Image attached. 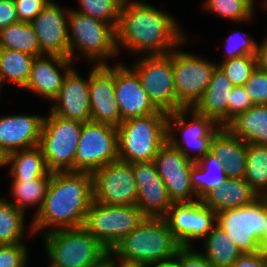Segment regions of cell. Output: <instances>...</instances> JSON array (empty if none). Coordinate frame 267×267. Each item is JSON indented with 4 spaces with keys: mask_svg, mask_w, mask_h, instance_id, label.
<instances>
[{
    "mask_svg": "<svg viewBox=\"0 0 267 267\" xmlns=\"http://www.w3.org/2000/svg\"><path fill=\"white\" fill-rule=\"evenodd\" d=\"M77 12L98 19L117 28L121 8L125 0H78ZM82 9V10H81Z\"/></svg>",
    "mask_w": 267,
    "mask_h": 267,
    "instance_id": "37",
    "label": "cell"
},
{
    "mask_svg": "<svg viewBox=\"0 0 267 267\" xmlns=\"http://www.w3.org/2000/svg\"><path fill=\"white\" fill-rule=\"evenodd\" d=\"M260 196L240 178H226L225 182L213 189L201 201L215 211L237 208L254 203Z\"/></svg>",
    "mask_w": 267,
    "mask_h": 267,
    "instance_id": "26",
    "label": "cell"
},
{
    "mask_svg": "<svg viewBox=\"0 0 267 267\" xmlns=\"http://www.w3.org/2000/svg\"><path fill=\"white\" fill-rule=\"evenodd\" d=\"M167 116L163 111L129 118L117 127L119 160L127 163L153 161L168 141Z\"/></svg>",
    "mask_w": 267,
    "mask_h": 267,
    "instance_id": "5",
    "label": "cell"
},
{
    "mask_svg": "<svg viewBox=\"0 0 267 267\" xmlns=\"http://www.w3.org/2000/svg\"><path fill=\"white\" fill-rule=\"evenodd\" d=\"M203 4L208 11L234 22L251 20L254 15V0H206Z\"/></svg>",
    "mask_w": 267,
    "mask_h": 267,
    "instance_id": "36",
    "label": "cell"
},
{
    "mask_svg": "<svg viewBox=\"0 0 267 267\" xmlns=\"http://www.w3.org/2000/svg\"><path fill=\"white\" fill-rule=\"evenodd\" d=\"M25 216L10 201L0 198V245L24 243Z\"/></svg>",
    "mask_w": 267,
    "mask_h": 267,
    "instance_id": "35",
    "label": "cell"
},
{
    "mask_svg": "<svg viewBox=\"0 0 267 267\" xmlns=\"http://www.w3.org/2000/svg\"><path fill=\"white\" fill-rule=\"evenodd\" d=\"M28 249L25 243L0 245V267H24Z\"/></svg>",
    "mask_w": 267,
    "mask_h": 267,
    "instance_id": "41",
    "label": "cell"
},
{
    "mask_svg": "<svg viewBox=\"0 0 267 267\" xmlns=\"http://www.w3.org/2000/svg\"><path fill=\"white\" fill-rule=\"evenodd\" d=\"M21 22H32L50 0H14Z\"/></svg>",
    "mask_w": 267,
    "mask_h": 267,
    "instance_id": "44",
    "label": "cell"
},
{
    "mask_svg": "<svg viewBox=\"0 0 267 267\" xmlns=\"http://www.w3.org/2000/svg\"><path fill=\"white\" fill-rule=\"evenodd\" d=\"M45 56L35 57L29 80L24 89L53 100L60 92L65 77L73 69L70 68V64L73 62L68 57ZM59 68L64 70L63 74Z\"/></svg>",
    "mask_w": 267,
    "mask_h": 267,
    "instance_id": "23",
    "label": "cell"
},
{
    "mask_svg": "<svg viewBox=\"0 0 267 267\" xmlns=\"http://www.w3.org/2000/svg\"><path fill=\"white\" fill-rule=\"evenodd\" d=\"M119 160L117 127L97 122L83 123L75 156V171L94 173Z\"/></svg>",
    "mask_w": 267,
    "mask_h": 267,
    "instance_id": "11",
    "label": "cell"
},
{
    "mask_svg": "<svg viewBox=\"0 0 267 267\" xmlns=\"http://www.w3.org/2000/svg\"><path fill=\"white\" fill-rule=\"evenodd\" d=\"M93 201L107 205H136L138 190L132 164L117 160L93 173Z\"/></svg>",
    "mask_w": 267,
    "mask_h": 267,
    "instance_id": "14",
    "label": "cell"
},
{
    "mask_svg": "<svg viewBox=\"0 0 267 267\" xmlns=\"http://www.w3.org/2000/svg\"><path fill=\"white\" fill-rule=\"evenodd\" d=\"M181 246H191L190 240L205 238L216 223V212L202 201L173 203L163 217Z\"/></svg>",
    "mask_w": 267,
    "mask_h": 267,
    "instance_id": "15",
    "label": "cell"
},
{
    "mask_svg": "<svg viewBox=\"0 0 267 267\" xmlns=\"http://www.w3.org/2000/svg\"><path fill=\"white\" fill-rule=\"evenodd\" d=\"M257 67L267 72V38L257 47Z\"/></svg>",
    "mask_w": 267,
    "mask_h": 267,
    "instance_id": "48",
    "label": "cell"
},
{
    "mask_svg": "<svg viewBox=\"0 0 267 267\" xmlns=\"http://www.w3.org/2000/svg\"><path fill=\"white\" fill-rule=\"evenodd\" d=\"M216 224L231 236L242 254L259 252V239L265 229V199L217 212Z\"/></svg>",
    "mask_w": 267,
    "mask_h": 267,
    "instance_id": "12",
    "label": "cell"
},
{
    "mask_svg": "<svg viewBox=\"0 0 267 267\" xmlns=\"http://www.w3.org/2000/svg\"><path fill=\"white\" fill-rule=\"evenodd\" d=\"M177 25L168 13L142 1L125 0L116 28L117 49L122 45L136 54H168L186 41Z\"/></svg>",
    "mask_w": 267,
    "mask_h": 267,
    "instance_id": "1",
    "label": "cell"
},
{
    "mask_svg": "<svg viewBox=\"0 0 267 267\" xmlns=\"http://www.w3.org/2000/svg\"><path fill=\"white\" fill-rule=\"evenodd\" d=\"M218 64L191 53L173 50V74L177 102L192 108L205 92Z\"/></svg>",
    "mask_w": 267,
    "mask_h": 267,
    "instance_id": "13",
    "label": "cell"
},
{
    "mask_svg": "<svg viewBox=\"0 0 267 267\" xmlns=\"http://www.w3.org/2000/svg\"><path fill=\"white\" fill-rule=\"evenodd\" d=\"M245 143L267 145V105H254L224 126Z\"/></svg>",
    "mask_w": 267,
    "mask_h": 267,
    "instance_id": "27",
    "label": "cell"
},
{
    "mask_svg": "<svg viewBox=\"0 0 267 267\" xmlns=\"http://www.w3.org/2000/svg\"><path fill=\"white\" fill-rule=\"evenodd\" d=\"M138 201L136 206L146 217H164L173 202L153 161L134 162Z\"/></svg>",
    "mask_w": 267,
    "mask_h": 267,
    "instance_id": "19",
    "label": "cell"
},
{
    "mask_svg": "<svg viewBox=\"0 0 267 267\" xmlns=\"http://www.w3.org/2000/svg\"><path fill=\"white\" fill-rule=\"evenodd\" d=\"M19 22L14 0H0V30Z\"/></svg>",
    "mask_w": 267,
    "mask_h": 267,
    "instance_id": "45",
    "label": "cell"
},
{
    "mask_svg": "<svg viewBox=\"0 0 267 267\" xmlns=\"http://www.w3.org/2000/svg\"><path fill=\"white\" fill-rule=\"evenodd\" d=\"M44 117L8 115L0 117V149L6 154L39 146Z\"/></svg>",
    "mask_w": 267,
    "mask_h": 267,
    "instance_id": "22",
    "label": "cell"
},
{
    "mask_svg": "<svg viewBox=\"0 0 267 267\" xmlns=\"http://www.w3.org/2000/svg\"><path fill=\"white\" fill-rule=\"evenodd\" d=\"M51 178L52 172L48 171L44 176L35 180L13 181L11 194L15 201L11 203L24 213L28 206L40 204L38 213L43 206Z\"/></svg>",
    "mask_w": 267,
    "mask_h": 267,
    "instance_id": "33",
    "label": "cell"
},
{
    "mask_svg": "<svg viewBox=\"0 0 267 267\" xmlns=\"http://www.w3.org/2000/svg\"><path fill=\"white\" fill-rule=\"evenodd\" d=\"M181 247L163 217H145L112 251L115 257L159 266L173 261Z\"/></svg>",
    "mask_w": 267,
    "mask_h": 267,
    "instance_id": "3",
    "label": "cell"
},
{
    "mask_svg": "<svg viewBox=\"0 0 267 267\" xmlns=\"http://www.w3.org/2000/svg\"><path fill=\"white\" fill-rule=\"evenodd\" d=\"M190 178L197 200L201 201L213 189L225 182V166L209 152L191 167Z\"/></svg>",
    "mask_w": 267,
    "mask_h": 267,
    "instance_id": "28",
    "label": "cell"
},
{
    "mask_svg": "<svg viewBox=\"0 0 267 267\" xmlns=\"http://www.w3.org/2000/svg\"><path fill=\"white\" fill-rule=\"evenodd\" d=\"M53 101L56 102L50 110L53 114L82 123L90 122L89 76L88 80H84L75 69H72Z\"/></svg>",
    "mask_w": 267,
    "mask_h": 267,
    "instance_id": "21",
    "label": "cell"
},
{
    "mask_svg": "<svg viewBox=\"0 0 267 267\" xmlns=\"http://www.w3.org/2000/svg\"><path fill=\"white\" fill-rule=\"evenodd\" d=\"M115 98L119 104L121 119L152 115L159 110L143 89L137 73L123 64L114 65Z\"/></svg>",
    "mask_w": 267,
    "mask_h": 267,
    "instance_id": "20",
    "label": "cell"
},
{
    "mask_svg": "<svg viewBox=\"0 0 267 267\" xmlns=\"http://www.w3.org/2000/svg\"><path fill=\"white\" fill-rule=\"evenodd\" d=\"M264 8H267V0H264Z\"/></svg>",
    "mask_w": 267,
    "mask_h": 267,
    "instance_id": "53",
    "label": "cell"
},
{
    "mask_svg": "<svg viewBox=\"0 0 267 267\" xmlns=\"http://www.w3.org/2000/svg\"><path fill=\"white\" fill-rule=\"evenodd\" d=\"M232 267H267V255L261 251L242 254Z\"/></svg>",
    "mask_w": 267,
    "mask_h": 267,
    "instance_id": "46",
    "label": "cell"
},
{
    "mask_svg": "<svg viewBox=\"0 0 267 267\" xmlns=\"http://www.w3.org/2000/svg\"><path fill=\"white\" fill-rule=\"evenodd\" d=\"M145 217L136 205H107L92 201L84 227L104 247L112 250Z\"/></svg>",
    "mask_w": 267,
    "mask_h": 267,
    "instance_id": "8",
    "label": "cell"
},
{
    "mask_svg": "<svg viewBox=\"0 0 267 267\" xmlns=\"http://www.w3.org/2000/svg\"><path fill=\"white\" fill-rule=\"evenodd\" d=\"M113 258V251L108 250L104 267H154L150 264L126 258ZM121 259V260H120ZM120 261V262H117ZM118 263V264H117Z\"/></svg>",
    "mask_w": 267,
    "mask_h": 267,
    "instance_id": "47",
    "label": "cell"
},
{
    "mask_svg": "<svg viewBox=\"0 0 267 267\" xmlns=\"http://www.w3.org/2000/svg\"><path fill=\"white\" fill-rule=\"evenodd\" d=\"M188 109L181 108L175 112L168 113V142L189 160L197 162L210 152L211 141L222 126L217 124L212 118L197 113L193 108H190L193 120L187 123L185 116L189 113ZM174 131H180L182 141L175 137ZM185 146L190 148L191 151L192 149H194L193 151L196 150L198 154L193 156L187 151Z\"/></svg>",
    "mask_w": 267,
    "mask_h": 267,
    "instance_id": "10",
    "label": "cell"
},
{
    "mask_svg": "<svg viewBox=\"0 0 267 267\" xmlns=\"http://www.w3.org/2000/svg\"><path fill=\"white\" fill-rule=\"evenodd\" d=\"M49 267H104L108 249L84 227L43 234Z\"/></svg>",
    "mask_w": 267,
    "mask_h": 267,
    "instance_id": "4",
    "label": "cell"
},
{
    "mask_svg": "<svg viewBox=\"0 0 267 267\" xmlns=\"http://www.w3.org/2000/svg\"><path fill=\"white\" fill-rule=\"evenodd\" d=\"M267 202V192L262 196Z\"/></svg>",
    "mask_w": 267,
    "mask_h": 267,
    "instance_id": "52",
    "label": "cell"
},
{
    "mask_svg": "<svg viewBox=\"0 0 267 267\" xmlns=\"http://www.w3.org/2000/svg\"><path fill=\"white\" fill-rule=\"evenodd\" d=\"M131 68L137 73L143 89L158 110L168 114L183 108L176 98L173 51L144 56Z\"/></svg>",
    "mask_w": 267,
    "mask_h": 267,
    "instance_id": "9",
    "label": "cell"
},
{
    "mask_svg": "<svg viewBox=\"0 0 267 267\" xmlns=\"http://www.w3.org/2000/svg\"><path fill=\"white\" fill-rule=\"evenodd\" d=\"M254 106L244 86H233L227 100V123L236 115L246 112Z\"/></svg>",
    "mask_w": 267,
    "mask_h": 267,
    "instance_id": "42",
    "label": "cell"
},
{
    "mask_svg": "<svg viewBox=\"0 0 267 267\" xmlns=\"http://www.w3.org/2000/svg\"><path fill=\"white\" fill-rule=\"evenodd\" d=\"M7 166V155L0 149V167Z\"/></svg>",
    "mask_w": 267,
    "mask_h": 267,
    "instance_id": "50",
    "label": "cell"
},
{
    "mask_svg": "<svg viewBox=\"0 0 267 267\" xmlns=\"http://www.w3.org/2000/svg\"><path fill=\"white\" fill-rule=\"evenodd\" d=\"M239 32H233L230 36L227 38V42L225 44V48H227V53L225 60L241 57L244 55H256L257 53V47L258 44L250 38L249 34H244L246 38L240 37L241 35Z\"/></svg>",
    "mask_w": 267,
    "mask_h": 267,
    "instance_id": "39",
    "label": "cell"
},
{
    "mask_svg": "<svg viewBox=\"0 0 267 267\" xmlns=\"http://www.w3.org/2000/svg\"><path fill=\"white\" fill-rule=\"evenodd\" d=\"M69 59L73 61L74 49L80 51L96 65H106L105 60L118 54L116 28L113 25L70 9L68 16Z\"/></svg>",
    "mask_w": 267,
    "mask_h": 267,
    "instance_id": "6",
    "label": "cell"
},
{
    "mask_svg": "<svg viewBox=\"0 0 267 267\" xmlns=\"http://www.w3.org/2000/svg\"><path fill=\"white\" fill-rule=\"evenodd\" d=\"M154 267H179V266L174 261H171L163 265L154 266Z\"/></svg>",
    "mask_w": 267,
    "mask_h": 267,
    "instance_id": "51",
    "label": "cell"
},
{
    "mask_svg": "<svg viewBox=\"0 0 267 267\" xmlns=\"http://www.w3.org/2000/svg\"><path fill=\"white\" fill-rule=\"evenodd\" d=\"M35 56L12 49L0 48V89L8 79L21 88L27 85Z\"/></svg>",
    "mask_w": 267,
    "mask_h": 267,
    "instance_id": "31",
    "label": "cell"
},
{
    "mask_svg": "<svg viewBox=\"0 0 267 267\" xmlns=\"http://www.w3.org/2000/svg\"><path fill=\"white\" fill-rule=\"evenodd\" d=\"M91 121L118 127L122 123L115 98L114 66L95 65L89 75Z\"/></svg>",
    "mask_w": 267,
    "mask_h": 267,
    "instance_id": "17",
    "label": "cell"
},
{
    "mask_svg": "<svg viewBox=\"0 0 267 267\" xmlns=\"http://www.w3.org/2000/svg\"><path fill=\"white\" fill-rule=\"evenodd\" d=\"M205 258L214 267H232L242 255L230 235L215 224L209 234L204 238Z\"/></svg>",
    "mask_w": 267,
    "mask_h": 267,
    "instance_id": "29",
    "label": "cell"
},
{
    "mask_svg": "<svg viewBox=\"0 0 267 267\" xmlns=\"http://www.w3.org/2000/svg\"><path fill=\"white\" fill-rule=\"evenodd\" d=\"M218 67L230 79L233 86H244L257 68L256 55H244L222 61V63L218 64Z\"/></svg>",
    "mask_w": 267,
    "mask_h": 267,
    "instance_id": "38",
    "label": "cell"
},
{
    "mask_svg": "<svg viewBox=\"0 0 267 267\" xmlns=\"http://www.w3.org/2000/svg\"><path fill=\"white\" fill-rule=\"evenodd\" d=\"M210 153L224 164L226 178L244 179L247 143L222 127L211 141Z\"/></svg>",
    "mask_w": 267,
    "mask_h": 267,
    "instance_id": "24",
    "label": "cell"
},
{
    "mask_svg": "<svg viewBox=\"0 0 267 267\" xmlns=\"http://www.w3.org/2000/svg\"><path fill=\"white\" fill-rule=\"evenodd\" d=\"M244 88L254 105H267V72L256 68Z\"/></svg>",
    "mask_w": 267,
    "mask_h": 267,
    "instance_id": "40",
    "label": "cell"
},
{
    "mask_svg": "<svg viewBox=\"0 0 267 267\" xmlns=\"http://www.w3.org/2000/svg\"><path fill=\"white\" fill-rule=\"evenodd\" d=\"M173 261L179 267H214L202 253L193 251L191 246H182Z\"/></svg>",
    "mask_w": 267,
    "mask_h": 267,
    "instance_id": "43",
    "label": "cell"
},
{
    "mask_svg": "<svg viewBox=\"0 0 267 267\" xmlns=\"http://www.w3.org/2000/svg\"><path fill=\"white\" fill-rule=\"evenodd\" d=\"M82 126V122L61 118L52 112L44 116L39 147L49 171H75Z\"/></svg>",
    "mask_w": 267,
    "mask_h": 267,
    "instance_id": "7",
    "label": "cell"
},
{
    "mask_svg": "<svg viewBox=\"0 0 267 267\" xmlns=\"http://www.w3.org/2000/svg\"><path fill=\"white\" fill-rule=\"evenodd\" d=\"M262 237L259 239V251L267 255V202L265 200V229Z\"/></svg>",
    "mask_w": 267,
    "mask_h": 267,
    "instance_id": "49",
    "label": "cell"
},
{
    "mask_svg": "<svg viewBox=\"0 0 267 267\" xmlns=\"http://www.w3.org/2000/svg\"><path fill=\"white\" fill-rule=\"evenodd\" d=\"M93 201V174L80 171L52 172L42 208L36 213L31 233L84 226ZM54 228V229H53Z\"/></svg>",
    "mask_w": 267,
    "mask_h": 267,
    "instance_id": "2",
    "label": "cell"
},
{
    "mask_svg": "<svg viewBox=\"0 0 267 267\" xmlns=\"http://www.w3.org/2000/svg\"><path fill=\"white\" fill-rule=\"evenodd\" d=\"M69 10H62L50 0L43 10L30 22L38 36L43 55H57L69 58L68 16Z\"/></svg>",
    "mask_w": 267,
    "mask_h": 267,
    "instance_id": "18",
    "label": "cell"
},
{
    "mask_svg": "<svg viewBox=\"0 0 267 267\" xmlns=\"http://www.w3.org/2000/svg\"><path fill=\"white\" fill-rule=\"evenodd\" d=\"M244 179L260 197L267 192V145L247 143Z\"/></svg>",
    "mask_w": 267,
    "mask_h": 267,
    "instance_id": "34",
    "label": "cell"
},
{
    "mask_svg": "<svg viewBox=\"0 0 267 267\" xmlns=\"http://www.w3.org/2000/svg\"><path fill=\"white\" fill-rule=\"evenodd\" d=\"M0 48L42 56L38 36L29 22H17L0 30Z\"/></svg>",
    "mask_w": 267,
    "mask_h": 267,
    "instance_id": "32",
    "label": "cell"
},
{
    "mask_svg": "<svg viewBox=\"0 0 267 267\" xmlns=\"http://www.w3.org/2000/svg\"><path fill=\"white\" fill-rule=\"evenodd\" d=\"M232 88L230 79L217 67L205 92L192 108L224 127L227 124V100Z\"/></svg>",
    "mask_w": 267,
    "mask_h": 267,
    "instance_id": "25",
    "label": "cell"
},
{
    "mask_svg": "<svg viewBox=\"0 0 267 267\" xmlns=\"http://www.w3.org/2000/svg\"><path fill=\"white\" fill-rule=\"evenodd\" d=\"M8 164L11 166L13 181L35 180L49 171L39 146L8 154Z\"/></svg>",
    "mask_w": 267,
    "mask_h": 267,
    "instance_id": "30",
    "label": "cell"
},
{
    "mask_svg": "<svg viewBox=\"0 0 267 267\" xmlns=\"http://www.w3.org/2000/svg\"><path fill=\"white\" fill-rule=\"evenodd\" d=\"M153 162L173 203L197 200L190 178L191 167L195 162L189 160L168 141L159 149Z\"/></svg>",
    "mask_w": 267,
    "mask_h": 267,
    "instance_id": "16",
    "label": "cell"
}]
</instances>
